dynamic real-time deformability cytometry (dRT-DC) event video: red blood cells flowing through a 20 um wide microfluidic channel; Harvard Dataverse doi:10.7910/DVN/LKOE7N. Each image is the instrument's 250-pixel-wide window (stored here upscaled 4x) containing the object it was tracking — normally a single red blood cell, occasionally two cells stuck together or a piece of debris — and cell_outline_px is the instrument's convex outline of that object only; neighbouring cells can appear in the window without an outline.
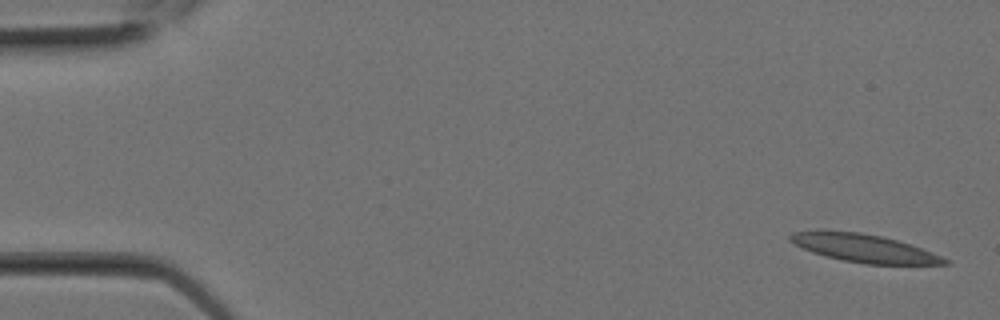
{"species": "Egyptian fruit bat (a non-hibernating species)", "species_latin": "Rousettus aegyptiacus", "temperature_condition": "room temperature", "stored_images_in_passage": 2, "camera_frame_rate_fps": 3000, "um_per_image_px": 0.085, "animal": {"sex": "female"}, "frame": {"image": 1, "passage_image": 1, "time_ms": 0.0, "image_size_px": [1000, 320], "cell_outline_px": [[952, 264], [864, 264], [824, 256], [812, 252], [788, 240], [788, 236], [792, 232], [860, 232], [880, 236], [896, 240], [932, 252], [952, 260]], "centroid_in_image_um": [73.52, 21.12], "position_along_channel_um": 11.5, "area_um2": 24.62}}